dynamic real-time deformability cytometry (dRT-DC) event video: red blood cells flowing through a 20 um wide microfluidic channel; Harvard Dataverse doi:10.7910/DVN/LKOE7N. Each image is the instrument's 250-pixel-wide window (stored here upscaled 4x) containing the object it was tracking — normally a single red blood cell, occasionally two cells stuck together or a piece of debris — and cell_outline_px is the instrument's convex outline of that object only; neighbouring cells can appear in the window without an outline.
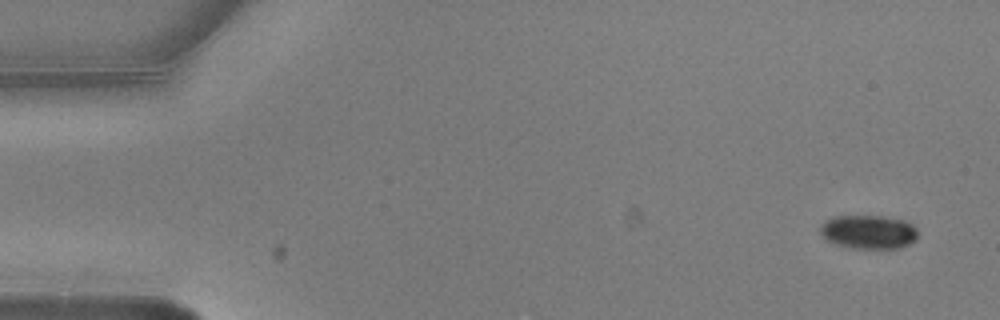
{"species": "common noctule bat (a hibernating species)", "species_latin": "Nyctalus noctula", "temperature_condition": "warm", "stored_images_in_passage": 5, "segment_of_instrument_passage": [1, 2], "camera_frame_rate_fps": 3000, "um_per_image_px": 0.085, "animal": {"sex": "male", "body_mass_g": 20.5, "forearm_length_mm": 52.5}, "frame": {"image": 1, "passage_image": 1, "time_ms": 0.0, "image_size_px": [1000, 320], "cell_outline_px": [[916, 240], [908, 244], [896, 248], [852, 248], [832, 244], [820, 232], [820, 224], [824, 220], [836, 216], [884, 216], [904, 220], [912, 224], [916, 228]], "centroid_in_image_um": [73.79, 19.7], "position_along_channel_um": 11.2, "area_um2": 19.25}}